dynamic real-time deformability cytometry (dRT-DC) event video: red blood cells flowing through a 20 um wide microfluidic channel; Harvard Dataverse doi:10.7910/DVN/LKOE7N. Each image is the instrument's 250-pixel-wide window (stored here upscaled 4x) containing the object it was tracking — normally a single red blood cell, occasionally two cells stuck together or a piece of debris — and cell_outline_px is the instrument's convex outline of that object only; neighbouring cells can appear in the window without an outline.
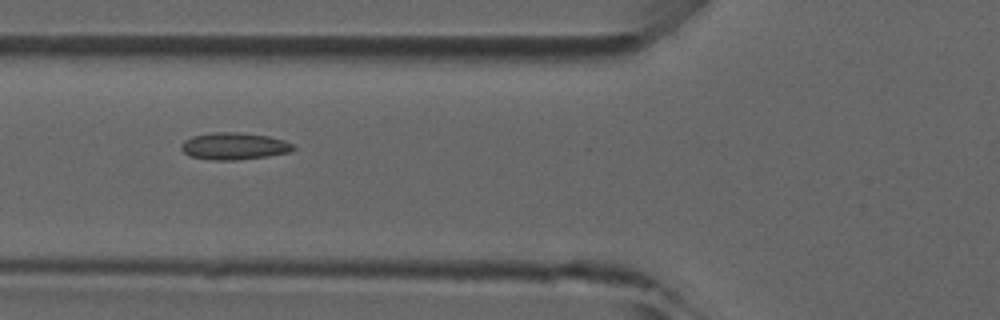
{"species": "common noctule bat (a hibernating species)", "species_latin": "Nyctalus noctula", "temperature_condition": "room temperature", "stored_images_in_passage": 26, "camera_frame_rate_fps": 3000, "um_per_image_px": 0.085, "animal": {"sex": "male", "forearm_length_mm": 52.5}, "frame": {"image": 1, "passage_image": 18, "time_ms": 5.667, "image_size_px": [1000, 320], "cell_outline_px": [[296, 148], [292, 152], [268, 156], [236, 160], [212, 160], [188, 156], [180, 148], [180, 144], [184, 140], [192, 136], [212, 132], [240, 132], [268, 136], [284, 140], [292, 144]], "centroid_in_image_um": [19.89, 12.42], "position_along_channel_um": 105.9, "area_um2": 17.86}}